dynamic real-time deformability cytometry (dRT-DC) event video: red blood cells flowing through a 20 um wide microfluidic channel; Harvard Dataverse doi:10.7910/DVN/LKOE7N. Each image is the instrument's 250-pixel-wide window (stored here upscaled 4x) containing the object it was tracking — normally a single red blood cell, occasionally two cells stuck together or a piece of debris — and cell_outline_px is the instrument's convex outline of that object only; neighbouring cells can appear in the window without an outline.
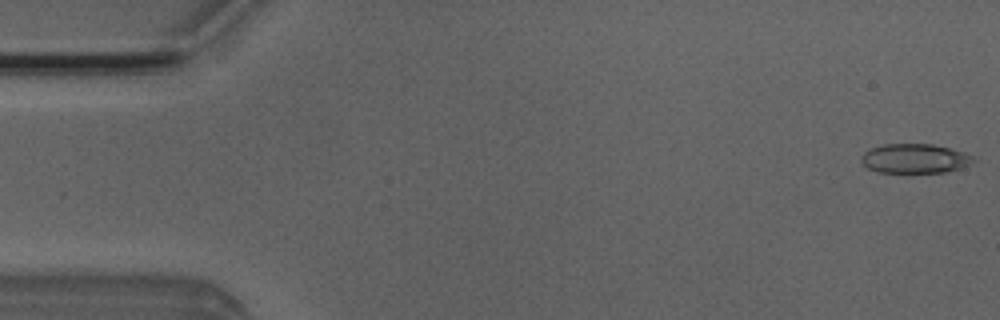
{"species": "Egyptian fruit bat (a non-hibernating species)", "species_latin": "Rousettus aegyptiacus", "temperature_condition": "room temperature", "stored_images_in_passage": 50, "camera_frame_rate_fps": 3000, "um_per_image_px": 0.085, "animal": {"sex": "male"}, "frame": {"image": 1, "passage_image": 1, "time_ms": 0.0, "image_size_px": [1000, 320], "cell_outline_px": [[976, 160], [960, 168], [944, 172], [880, 172], [868, 168], [860, 160], [860, 156], [868, 148], [884, 144], [932, 144], [952, 148], [976, 156]], "centroid_in_image_um": [77.76, 13.46], "position_along_channel_um": 7.2, "area_um2": 19.31}}
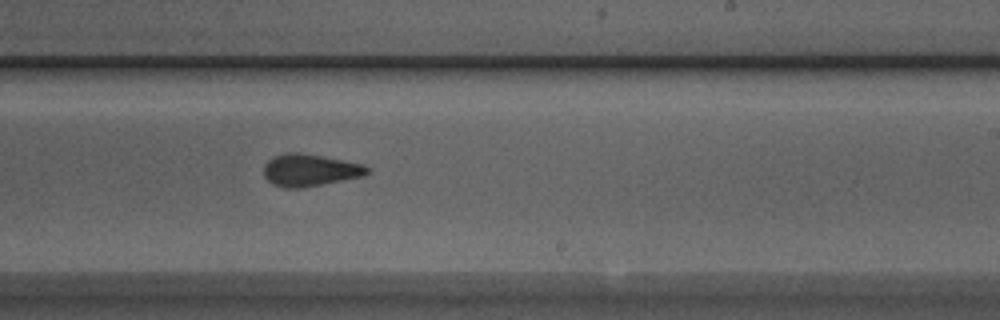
{"frame": {"image": 2, "passage_image": 30, "time_ms": 9.667, "image_size_px": [1000, 320], "cell_outline_px": [[372, 168], [364, 176], [300, 188], [284, 188], [272, 184], [264, 176], [264, 164], [272, 156], [284, 152], [300, 152], [360, 164]], "centroid_in_image_um": [26.28, 14.46], "position_along_channel_um": 262.7, "area_um2": 19.31}}
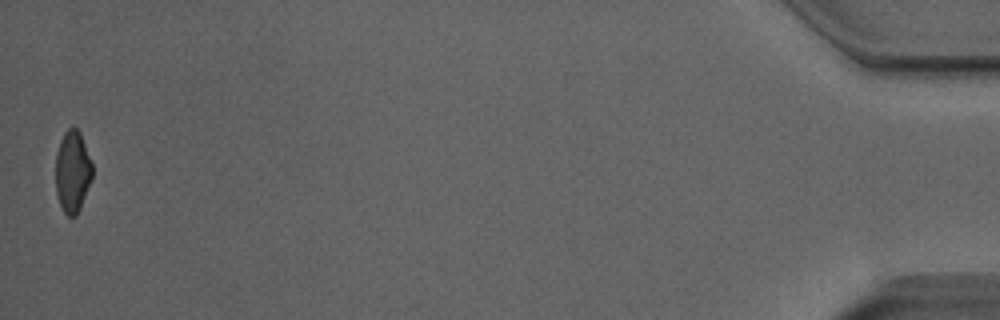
{"frame": {"image": 3, "passage_image": 50, "time_ms": 16.333, "image_size_px": [1000, 320], "cell_outline_px": [[92, 176], [80, 208], [76, 216], [68, 216], [64, 212], [60, 204], [56, 192], [56, 152], [60, 140], [64, 132], [68, 128], [76, 128], [80, 132], [92, 164]], "centroid_in_image_um": [6.15, 14.57], "position_along_channel_um": 429.1, "area_um2": 17.28}, "authors_computed_cell_mechanics": {"area_um2": 19.3341, "velocity_mm_per_s": 4.0318, "shape_relaxation_time_tau1_ms": 5.3195, "shape_relaxation_time_tau2_ms": 1.7734, "deformation_change_tau1": 0.1698, "deformation_change_tau2": 0.099}}